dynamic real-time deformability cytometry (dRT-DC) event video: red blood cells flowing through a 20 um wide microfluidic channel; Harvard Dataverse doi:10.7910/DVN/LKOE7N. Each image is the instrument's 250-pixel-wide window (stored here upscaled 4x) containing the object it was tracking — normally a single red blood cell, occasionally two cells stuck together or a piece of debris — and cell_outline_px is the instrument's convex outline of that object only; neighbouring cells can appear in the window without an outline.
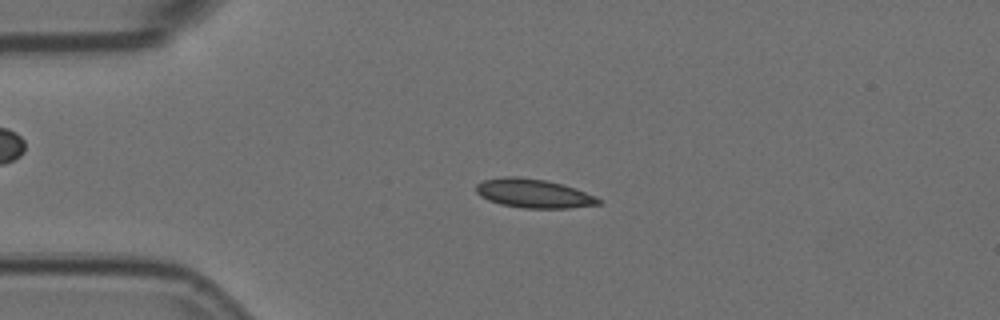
{"species": "Egyptian fruit bat (a non-hibernating species)", "species_latin": "Rousettus aegyptiacus", "temperature_condition": "room temperature", "stored_images_in_passage": 4, "camera_frame_rate_fps": 3000, "um_per_image_px": 0.085, "animal": {"sex": "female"}, "frame": {"image": 1, "passage_image": 3, "time_ms": 0.667, "image_size_px": [1000, 320], "cell_outline_px": [[604, 200], [600, 204], [568, 208], [520, 208], [500, 204], [488, 200], [480, 196], [476, 192], [476, 184], [484, 180], [504, 176], [520, 176], [544, 180], [564, 184], [576, 188], [596, 196]], "centroid_in_image_um": [45.37, 16.44], "position_along_channel_um": 39.6, "area_um2": 20.87}}